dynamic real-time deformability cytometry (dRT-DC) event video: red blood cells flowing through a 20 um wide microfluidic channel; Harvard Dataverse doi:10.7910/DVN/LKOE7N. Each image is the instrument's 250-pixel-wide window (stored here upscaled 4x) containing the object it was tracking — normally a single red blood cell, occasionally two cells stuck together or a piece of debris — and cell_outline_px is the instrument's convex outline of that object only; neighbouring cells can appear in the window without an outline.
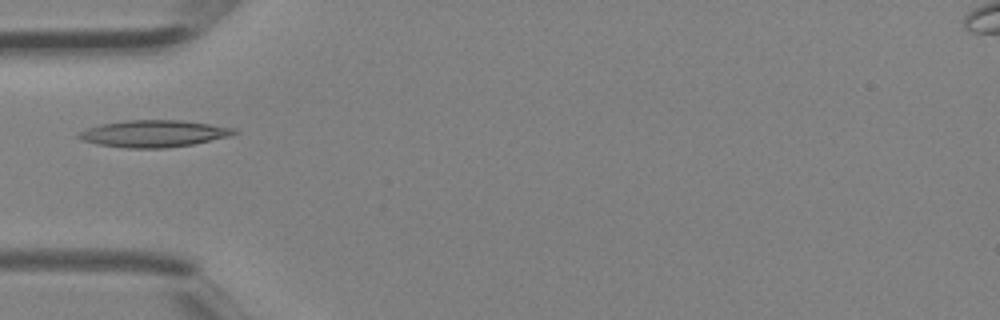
{"species": "Egyptian fruit bat (a non-hibernating species)", "species_latin": "Rousettus aegyptiacus", "temperature_condition": "room temperature", "stored_images_in_passage": 4, "camera_frame_rate_fps": 3000, "um_per_image_px": 0.085, "animal": {"sex": "female"}, "frame": {"image": 1, "passage_image": 4, "time_ms": 1.0, "image_size_px": [1000, 320], "cell_outline_px": [[240, 132], [232, 136], [192, 144], [168, 148], [124, 148], [96, 144], [80, 140], [76, 136], [80, 132], [88, 128], [100, 124], [124, 120], [180, 120], [236, 128]], "centroid_in_image_um": [13.07, 11.36], "position_along_channel_um": 71.9, "area_um2": 24.57}}